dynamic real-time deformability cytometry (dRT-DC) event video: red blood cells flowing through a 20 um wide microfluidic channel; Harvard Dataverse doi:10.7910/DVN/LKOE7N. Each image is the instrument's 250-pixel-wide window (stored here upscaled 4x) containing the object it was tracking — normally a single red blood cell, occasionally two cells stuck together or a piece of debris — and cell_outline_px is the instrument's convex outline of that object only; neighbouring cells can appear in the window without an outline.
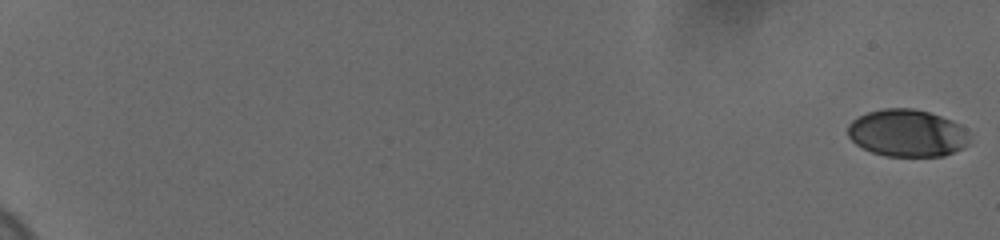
{"species": "human", "species_latin": "Homo sapiens", "temperature_condition": "cold", "stored_images_in_passage": 60, "camera_frame_rate_fps": 3000, "um_per_image_px": 0.085, "donor": {"sex": "female"}, "frame": {"image": 1, "passage_image": 1, "time_ms": 0.0, "image_size_px": [1000, 240], "cell_outline_px": [[968, 144], [944, 156], [888, 156], [872, 152], [856, 144], [848, 136], [848, 124], [852, 120], [868, 112], [884, 108], [912, 108], [928, 112], [952, 120], [960, 124], [964, 128], [968, 136]], "centroid_in_image_um": [77.09, 11.31], "position_along_channel_um": 7.9, "area_um2": 33.29}}
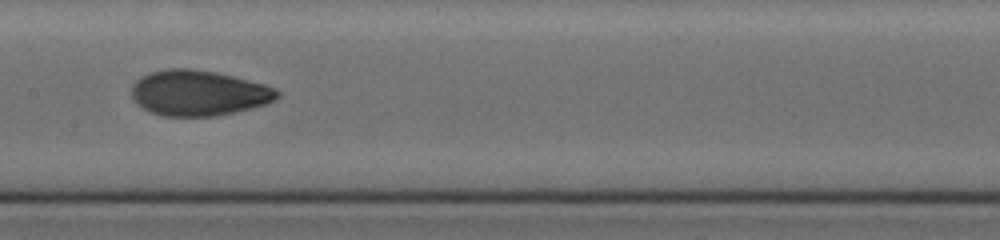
{"frame": {"image": 2, "passage_image": 35, "time_ms": 11.333, "image_size_px": [1000, 240], "cell_outline_px": [[280, 96], [276, 100], [252, 108], [216, 116], [160, 116], [144, 108], [132, 96], [132, 84], [136, 80], [152, 72], [168, 68], [192, 68], [216, 72], [264, 84], [276, 88], [280, 92]], "centroid_in_image_um": [16.92, 7.9], "position_along_channel_um": 190.5, "area_um2": 38.44}}
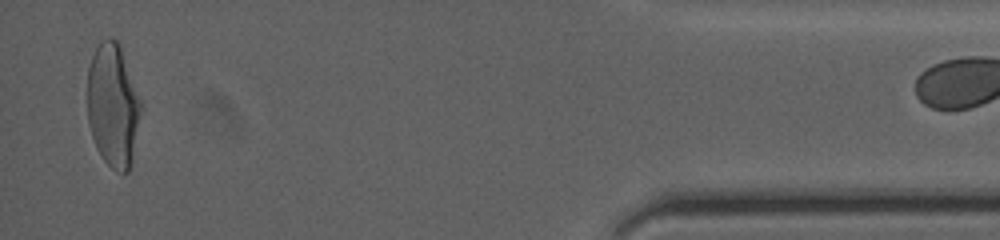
{"frame": {"image": 3, "passage_image": 59, "time_ms": 19.333, "image_size_px": [1000, 240], "cell_outline_px": [[140, 112], [132, 164], [128, 172], [124, 176], [116, 172], [104, 160], [96, 148], [92, 136], [88, 120], [88, 68], [92, 56], [100, 40], [108, 36], [112, 36], [120, 44], [140, 100]], "centroid_in_image_um": [9.59, 8.97], "position_along_channel_um": 425.6, "area_um2": 38.49}}